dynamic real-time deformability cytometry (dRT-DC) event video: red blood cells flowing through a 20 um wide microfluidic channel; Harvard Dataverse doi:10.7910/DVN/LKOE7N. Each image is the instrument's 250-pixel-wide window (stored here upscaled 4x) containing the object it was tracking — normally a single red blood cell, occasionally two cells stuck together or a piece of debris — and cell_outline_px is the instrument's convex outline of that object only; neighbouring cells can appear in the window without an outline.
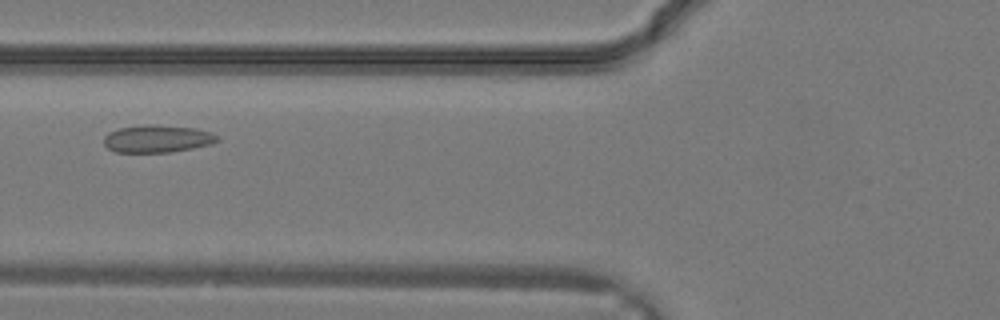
{"species": "common noctule bat (a hibernating species)", "species_latin": "Nyctalus noctula", "temperature_condition": "warm", "stored_images_in_passage": 20, "camera_frame_rate_fps": 3000, "um_per_image_px": 0.085, "animal": {"sex": "male", "body_mass_g": 19.2, "forearm_length_mm": 51.8}, "frame": {"image": 1, "passage_image": 4, "time_ms": 1.0, "image_size_px": [1000, 320], "cell_outline_px": [[220, 140], [212, 144], [192, 148], [168, 152], [116, 152], [108, 148], [104, 144], [104, 136], [108, 132], [120, 128], [144, 124], [156, 124], [196, 128], [212, 132]], "centroid_in_image_um": [13.37, 11.78], "position_along_channel_um": 112.4, "area_um2": 18.26}}
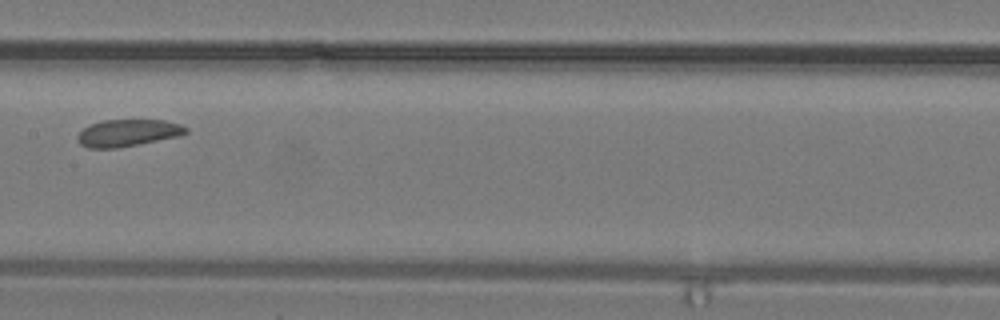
{"frame": {"image": 2, "passage_image": 8, "time_ms": 2.333, "image_size_px": [1000, 320], "cell_outline_px": [[188, 132], [180, 136], [140, 144], [116, 148], [88, 148], [80, 144], [76, 136], [88, 124], [104, 120], [164, 120], [180, 124], [188, 128]], "centroid_in_image_um": [10.87, 11.3], "position_along_channel_um": 196.5, "area_um2": 17.17}}
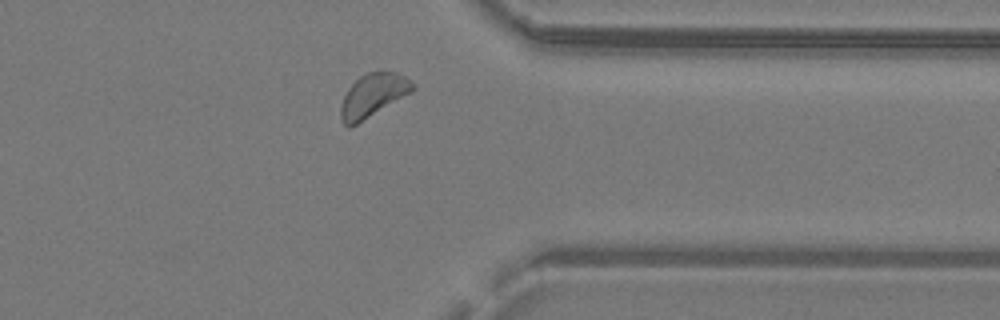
{"frame": {"image": 3, "passage_image": 17, "time_ms": 5.333, "image_size_px": [1000, 320], "cell_outline_px": [[416, 88], [412, 92], [356, 124], [348, 128], [340, 120], [340, 108], [344, 96], [348, 88], [360, 76], [376, 68], [396, 72], [404, 76]], "centroid_in_image_um": [31.69, 8.07], "position_along_channel_um": 379.7, "area_um2": 18.21}}